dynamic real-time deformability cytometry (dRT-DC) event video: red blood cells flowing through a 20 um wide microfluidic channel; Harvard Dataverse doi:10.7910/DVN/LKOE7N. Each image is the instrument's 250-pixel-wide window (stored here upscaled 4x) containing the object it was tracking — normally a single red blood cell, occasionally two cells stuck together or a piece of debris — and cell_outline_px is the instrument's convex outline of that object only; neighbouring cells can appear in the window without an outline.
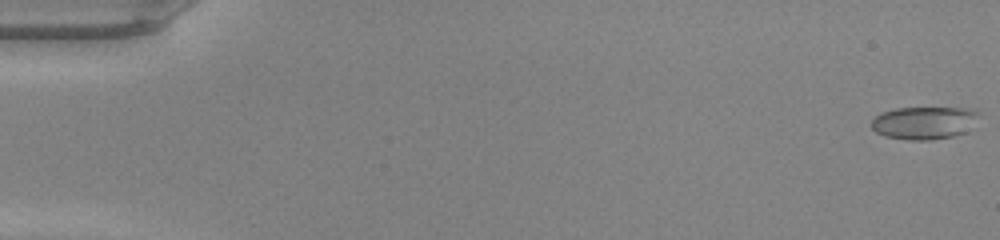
{"species": "common noctule bat (a hibernating species)", "species_latin": "Nyctalus noctula", "temperature_condition": "warm", "stored_images_in_passage": 49, "camera_frame_rate_fps": 3000, "um_per_image_px": 0.085, "animal": {"sex": "male", "body_mass_g": 20.0, "forearm_length_mm": 53.3}, "frame": {"image": 1, "passage_image": 1, "time_ms": 0.0, "image_size_px": [1000, 240], "cell_outline_px": [[980, 112], [964, 132], [952, 136], [928, 140], [908, 140], [884, 136], [876, 132], [872, 128], [872, 120], [880, 112], [896, 108], [972, 108]], "centroid_in_image_um": [78.49, 10.43], "position_along_channel_um": 6.5, "area_um2": 20.23}}
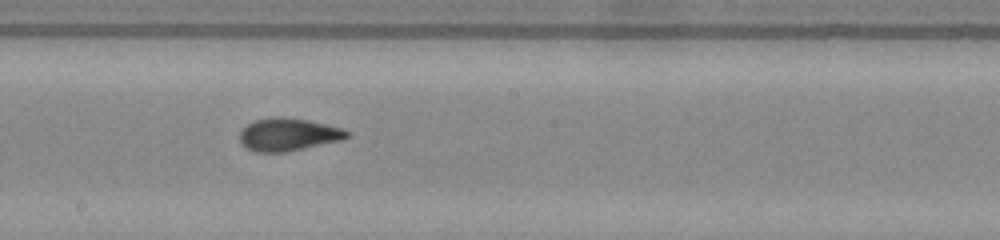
{"frame": {"image": 2, "passage_image": 28, "time_ms": 9.0, "image_size_px": [1000, 240], "cell_outline_px": [[348, 136], [340, 140], [288, 152], [256, 152], [244, 148], [240, 144], [240, 132], [248, 124], [256, 120], [272, 116], [284, 116], [308, 120], [340, 128], [348, 132]], "centroid_in_image_um": [24.43, 11.44], "position_along_channel_um": 223.8, "area_um2": 20.4}}
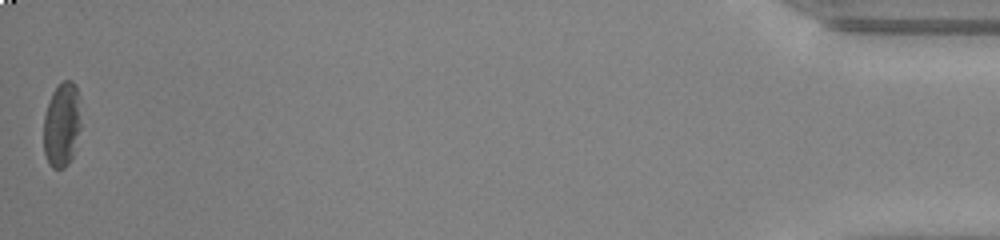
{"frame": {"image": 3, "passage_image": 49, "time_ms": 16.0, "image_size_px": [1000, 240], "cell_outline_px": [[80, 128], [72, 156], [68, 164], [64, 168], [52, 168], [48, 164], [44, 152], [44, 116], [52, 92], [64, 80], [72, 80], [76, 84], [80, 96]], "centroid_in_image_um": [5.27, 10.57], "position_along_channel_um": 429.9, "area_um2": 18.5}, "authors_computed_cell_mechanics": {"area_um2": 20.1722, "velocity_mm_per_s": 4.2626, "shape_relaxation_time_tau1_ms": 3.5423, "shape_relaxation_time_tau2_ms": 1.098, "deformation_change_tau1": 0.1444, "deformation_change_tau2": 0.0576}}